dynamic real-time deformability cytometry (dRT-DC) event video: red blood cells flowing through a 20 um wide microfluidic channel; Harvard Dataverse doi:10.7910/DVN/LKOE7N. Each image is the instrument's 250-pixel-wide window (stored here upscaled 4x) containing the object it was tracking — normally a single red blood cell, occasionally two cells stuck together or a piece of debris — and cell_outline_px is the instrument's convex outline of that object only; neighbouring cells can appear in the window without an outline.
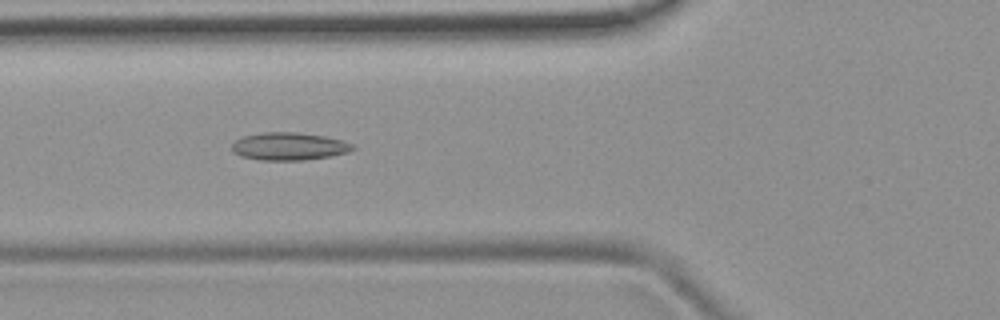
{"species": "common noctule bat (a hibernating species)", "species_latin": "Nyctalus noctula", "temperature_condition": "room temperature", "stored_images_in_passage": 51, "camera_frame_rate_fps": 3000, "um_per_image_px": 0.085, "animal": {"sex": "female", "body_mass_g": 19.9}, "frame": {"image": 1, "passage_image": 18, "time_ms": 5.667, "image_size_px": [1000, 320], "cell_outline_px": [[356, 148], [348, 152], [332, 156], [304, 160], [260, 160], [240, 156], [232, 152], [232, 144], [236, 140], [244, 136], [264, 132], [296, 132], [324, 136], [344, 140], [352, 144]], "centroid_in_image_um": [24.58, 12.44], "position_along_channel_um": 101.2, "area_um2": 19.59}}
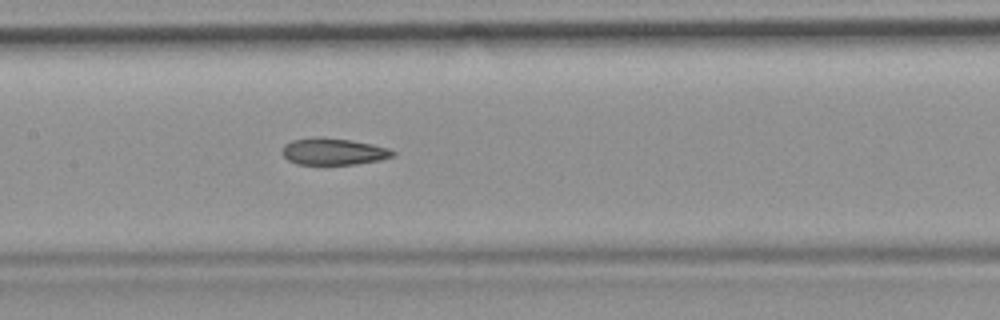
{"frame": {"image": 2, "passage_image": 24, "time_ms": 7.667, "image_size_px": [1000, 320], "cell_outline_px": [[396, 156], [380, 160], [356, 164], [296, 164], [288, 160], [280, 152], [284, 144], [292, 140], [316, 136], [352, 140], [372, 144], [388, 148], [396, 152]], "centroid_in_image_um": [28.33, 12.87], "position_along_channel_um": 179.1, "area_um2": 17.46}}
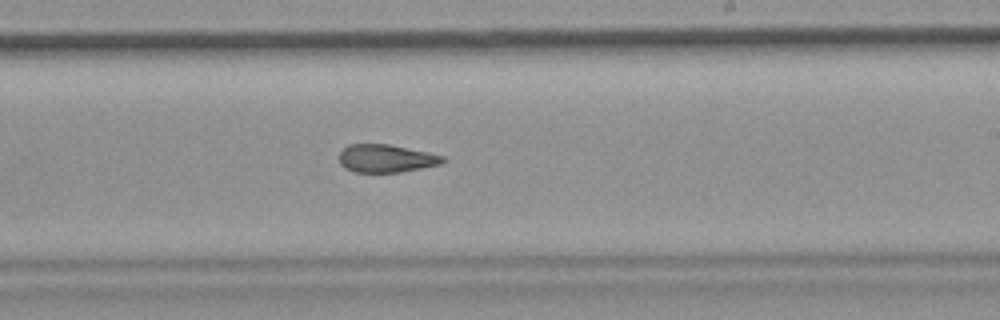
{"frame": {"image": 3, "passage_image": 30, "time_ms": 9.667, "image_size_px": [1000, 320], "cell_outline_px": [[448, 160], [440, 164], [400, 172], [352, 172], [344, 168], [340, 164], [340, 152], [348, 144], [388, 144], [428, 152], [444, 156]], "centroid_in_image_um": [32.81, 13.47], "position_along_channel_um": 256.2, "area_um2": 16.88}, "authors_computed_cell_mechanics": {"area_um2": 18.6116, "velocity_mm_per_s": 3.8873, "shape_relaxation_time_tau1_ms": null, "shape_relaxation_time_tau2_ms": 2.5608, "deformation_change_tau1": null, "deformation_change_tau2": 0.1095}}